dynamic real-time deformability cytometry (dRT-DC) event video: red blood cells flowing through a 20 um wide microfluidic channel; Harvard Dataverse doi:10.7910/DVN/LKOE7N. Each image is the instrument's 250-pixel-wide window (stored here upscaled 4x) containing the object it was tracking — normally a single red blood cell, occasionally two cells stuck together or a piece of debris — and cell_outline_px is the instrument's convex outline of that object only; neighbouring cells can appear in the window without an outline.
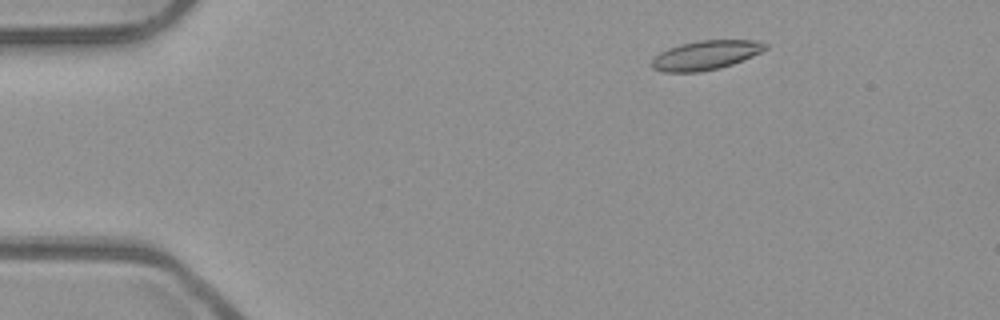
{"species": "common noctule bat (a hibernating species)", "species_latin": "Nyctalus noctula", "temperature_condition": "room temperature", "stored_images_in_passage": 12, "camera_frame_rate_fps": 3000, "um_per_image_px": 0.085, "animal": {"sex": "male", "body_mass_g": 23.1, "forearm_length_mm": 52.7}, "frame": {"image": 1, "passage_image": 6, "time_ms": 1.667, "image_size_px": [1000, 320], "cell_outline_px": [[768, 48], [752, 56], [732, 64], [720, 68], [700, 72], [664, 72], [652, 68], [652, 60], [660, 52], [668, 48], [680, 44], [700, 40], [752, 40], [768, 44]], "centroid_in_image_um": [59.98, 4.69], "position_along_channel_um": 25.0, "area_um2": 19.25}}